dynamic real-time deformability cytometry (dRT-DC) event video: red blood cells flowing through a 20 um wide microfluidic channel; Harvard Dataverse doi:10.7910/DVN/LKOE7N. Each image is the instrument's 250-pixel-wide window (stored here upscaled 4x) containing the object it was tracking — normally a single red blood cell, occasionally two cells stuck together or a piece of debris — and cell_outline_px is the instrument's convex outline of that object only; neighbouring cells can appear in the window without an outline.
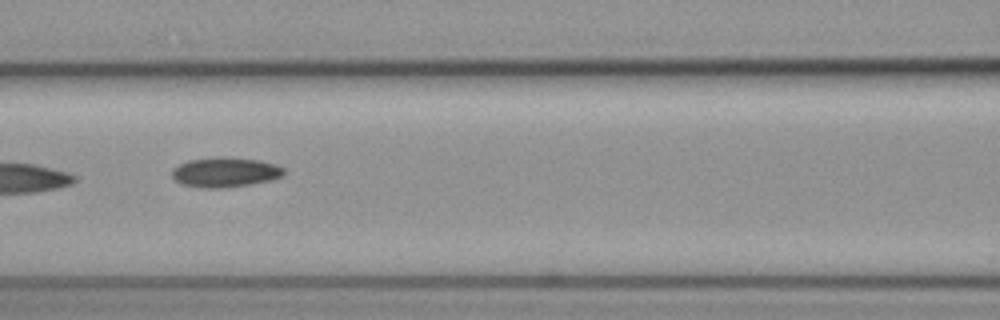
{"species": "common noctule bat (a hibernating species)", "species_latin": "Nyctalus noctula", "temperature_condition": "cold", "stored_images_in_passage": 9, "camera_frame_rate_fps": 3000, "um_per_image_px": 0.085, "animal": {"sex": "female", "body_mass_g": 19.3, "forearm_length_mm": 54.1}, "frame": {"image": 1, "passage_image": 6, "time_ms": 1.667, "image_size_px": [1000, 320], "cell_outline_px": [[284, 172], [280, 176], [272, 180], [252, 184], [224, 188], [200, 188], [184, 184], [176, 180], [172, 176], [172, 172], [180, 164], [188, 160], [224, 156], [260, 160], [276, 164], [284, 168]], "centroid_in_image_um": [19.17, 14.64], "position_along_channel_um": 147.4, "area_um2": 19.42}}
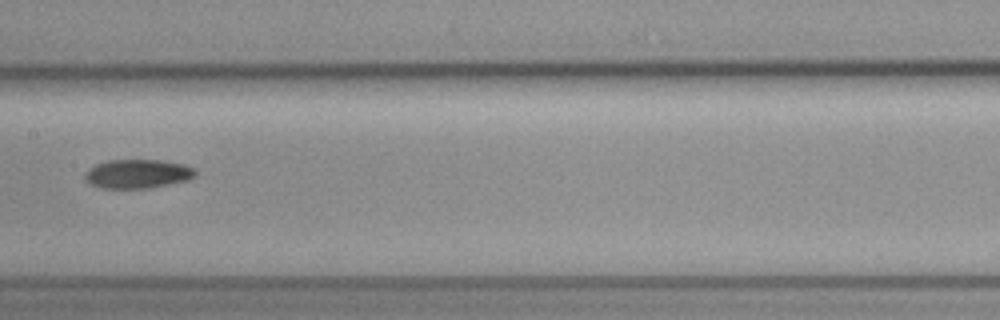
{"frame": {"image": 2, "passage_image": 7, "time_ms": 2.0, "image_size_px": [1000, 320], "cell_outline_px": [[196, 176], [188, 180], [152, 188], [100, 188], [84, 180], [84, 172], [88, 168], [96, 164], [108, 160], [164, 160], [184, 164], [192, 168], [196, 172]], "centroid_in_image_um": [11.68, 14.77], "position_along_channel_um": 195.7, "area_um2": 18.84}}